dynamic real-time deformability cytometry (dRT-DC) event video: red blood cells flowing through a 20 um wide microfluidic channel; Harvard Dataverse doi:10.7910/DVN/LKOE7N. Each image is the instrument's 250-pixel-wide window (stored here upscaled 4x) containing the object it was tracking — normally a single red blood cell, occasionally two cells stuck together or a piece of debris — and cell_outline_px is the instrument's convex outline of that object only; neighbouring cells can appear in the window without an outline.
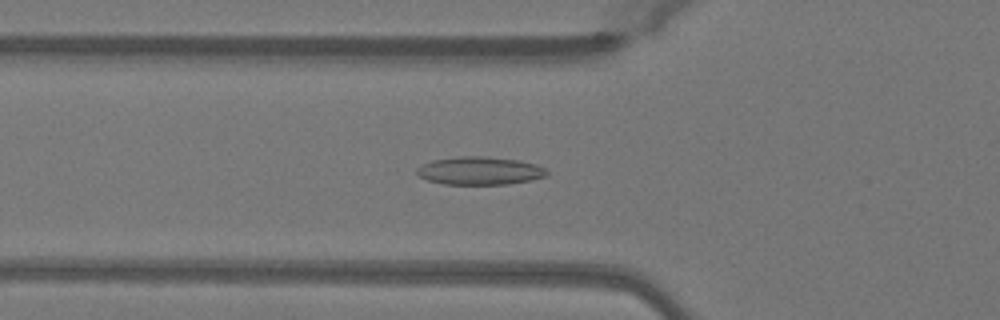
{"species": "Egyptian fruit bat (a non-hibernating species)", "species_latin": "Rousettus aegyptiacus", "temperature_condition": "warm", "stored_images_in_passage": 50, "camera_frame_rate_fps": 3000, "um_per_image_px": 0.085, "animal": {"sex": "female"}, "frame": {"image": 1, "passage_image": 17, "time_ms": 5.333, "image_size_px": [1000, 320], "cell_outline_px": [[548, 176], [532, 180], [508, 184], [444, 184], [428, 180], [420, 176], [416, 172], [416, 168], [432, 160], [460, 156], [484, 156], [520, 160], [536, 164], [544, 168], [548, 172]], "centroid_in_image_um": [40.81, 14.51], "position_along_channel_um": 85.0, "area_um2": 21.27}}
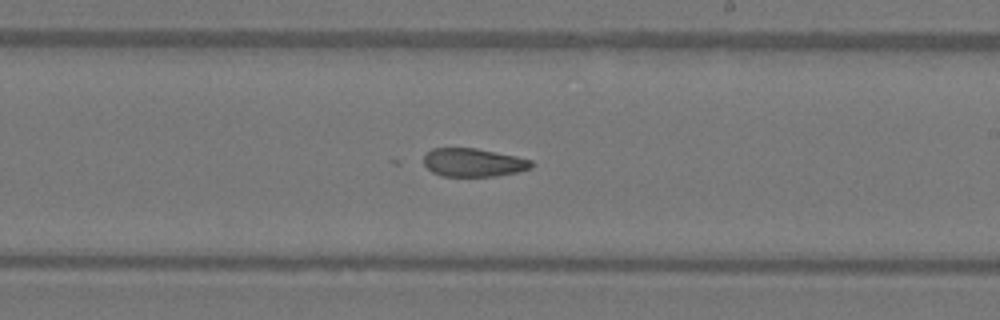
{"frame": {"image": 2, "passage_image": 29, "time_ms": 9.333, "image_size_px": [1000, 320], "cell_outline_px": [[532, 168], [516, 172], [496, 176], [440, 176], [432, 172], [424, 164], [424, 156], [432, 148], [476, 148], [516, 156], [532, 160]], "centroid_in_image_um": [40.23, 13.81], "position_along_channel_um": 248.8, "area_um2": 17.74}}
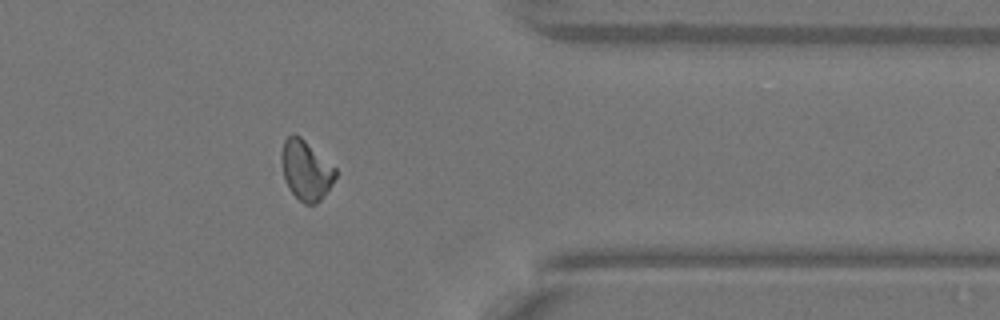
{"frame": {"image": 3, "passage_image": 40, "time_ms": 13.0, "image_size_px": [1000, 320], "cell_outline_px": [[336, 176], [332, 184], [320, 200], [316, 204], [304, 204], [288, 188], [284, 180], [280, 156], [284, 140], [292, 132], [300, 136], [336, 168]], "centroid_in_image_um": [25.98, 14.45], "position_along_channel_um": 385.4, "area_um2": 18.79}, "authors_computed_cell_mechanics": {"area_um2": 18.9295, "velocity_mm_per_s": 4.0795, "shape_relaxation_time_tau1_ms": null, "shape_relaxation_time_tau2_ms": 3.8729, "deformation_change_tau1": null, "deformation_change_tau2": 0.0923}}